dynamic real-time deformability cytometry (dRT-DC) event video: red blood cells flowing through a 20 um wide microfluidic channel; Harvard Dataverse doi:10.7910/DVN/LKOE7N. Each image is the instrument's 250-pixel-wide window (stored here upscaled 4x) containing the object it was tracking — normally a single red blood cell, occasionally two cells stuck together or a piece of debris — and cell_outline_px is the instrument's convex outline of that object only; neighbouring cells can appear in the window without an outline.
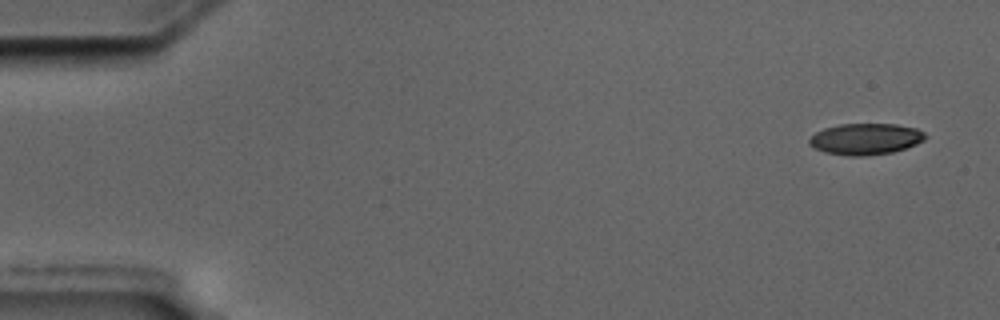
{"species": "common noctule bat (a hibernating species)", "species_latin": "Nyctalus noctula", "temperature_condition": "cold", "stored_images_in_passage": 55, "camera_frame_rate_fps": 3000, "um_per_image_px": 0.085, "animal": {"sex": "male", "body_mass_g": 17.5, "forearm_length_mm": 52.3}, "frame": {"image": 1, "passage_image": 1, "time_ms": 0.0, "image_size_px": [1000, 320], "cell_outline_px": [[928, 136], [924, 140], [916, 144], [892, 152], [864, 156], [848, 156], [824, 152], [808, 144], [808, 140], [816, 132], [824, 128], [840, 124], [896, 124], [916, 128], [924, 132]], "centroid_in_image_um": [73.57, 11.81], "position_along_channel_um": 11.4, "area_um2": 21.15}}
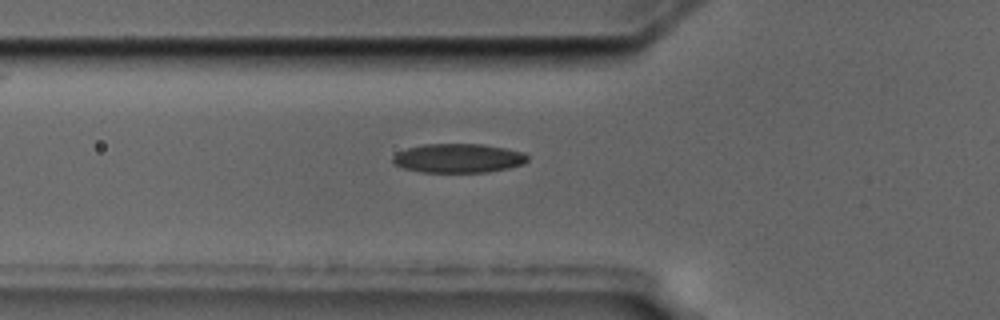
{"frame": {"image": 2, "passage_image": 18, "time_ms": 5.667, "image_size_px": [1000, 320], "cell_outline_px": [[528, 160], [524, 164], [508, 168], [488, 172], [420, 172], [404, 168], [392, 164], [392, 156], [396, 152], [408, 148], [424, 144], [484, 144], [524, 152], [528, 156]], "centroid_in_image_um": [38.94, 13.45], "position_along_channel_um": 86.9, "area_um2": 23.0}}
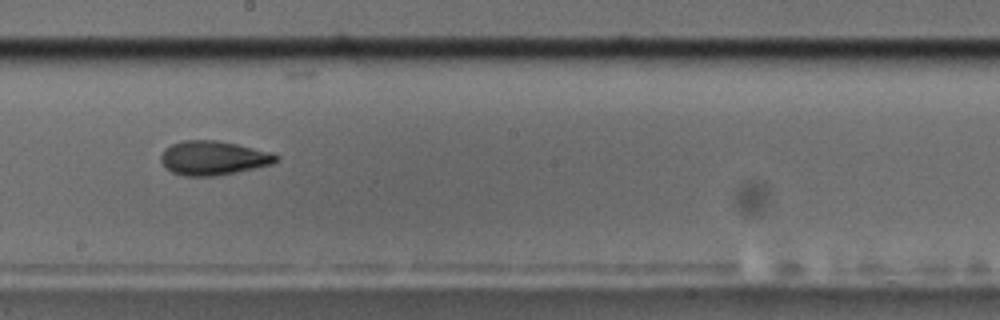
{"frame": {"image": 3, "passage_image": 30, "time_ms": 9.667, "image_size_px": [1000, 320], "cell_outline_px": [[280, 156], [272, 164], [256, 168], [216, 176], [184, 176], [172, 172], [164, 168], [160, 160], [160, 156], [172, 144], [184, 140], [216, 140], [236, 144], [272, 152]], "centroid_in_image_um": [18.13, 13.44], "position_along_channel_um": 230.1, "area_um2": 22.89}, "authors_computed_cell_mechanics": {"area_um2": 22.6576, "velocity_mm_per_s": 3.5749, "shape_relaxation_time_tau1_ms": 8.0363, "shape_relaxation_time_tau2_ms": 4.9369, "deformation_change_tau1": 0.2144, "deformation_change_tau2": 0.1297}}